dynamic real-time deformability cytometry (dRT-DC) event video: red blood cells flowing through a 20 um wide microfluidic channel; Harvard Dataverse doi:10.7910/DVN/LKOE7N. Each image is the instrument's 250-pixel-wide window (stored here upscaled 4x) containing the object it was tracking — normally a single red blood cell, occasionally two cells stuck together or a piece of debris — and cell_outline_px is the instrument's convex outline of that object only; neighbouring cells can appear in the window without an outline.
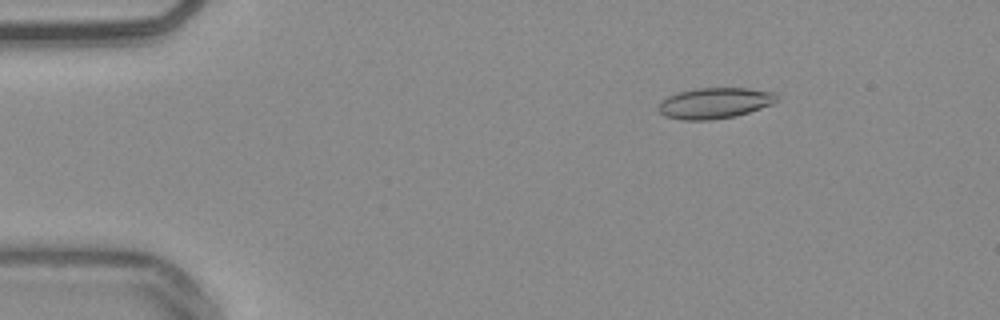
{"species": "common noctule bat (a hibernating species)", "species_latin": "Nyctalus noctula", "temperature_condition": "warm", "stored_images_in_passage": 53, "camera_frame_rate_fps": 3000, "um_per_image_px": 0.085, "animal": {"sex": "male", "body_mass_g": 20.4}, "frame": {"image": 1, "passage_image": 8, "time_ms": 2.333, "image_size_px": [1000, 320], "cell_outline_px": [[780, 100], [772, 104], [736, 116], [712, 120], [684, 120], [664, 116], [656, 108], [660, 100], [676, 92], [696, 88], [748, 88], [776, 92], [780, 96]], "centroid_in_image_um": [60.75, 8.75], "position_along_channel_um": 24.2, "area_um2": 21.68}}
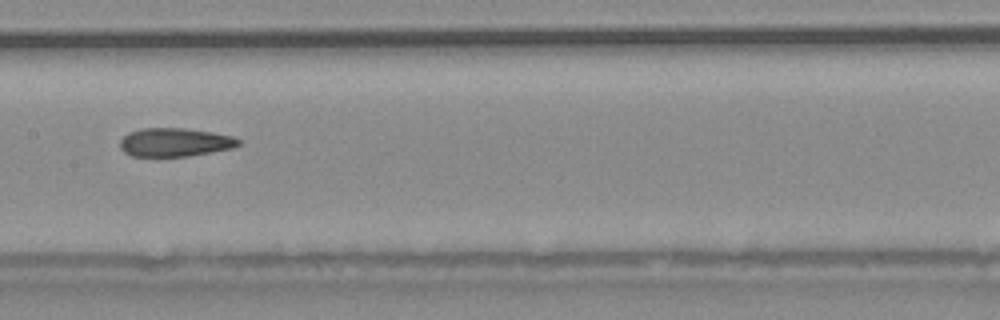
{"frame": {"image": 2, "passage_image": 27, "time_ms": 8.667, "image_size_px": [1000, 320], "cell_outline_px": [[240, 144], [232, 148], [188, 156], [132, 156], [124, 152], [120, 148], [120, 140], [128, 132], [140, 128], [184, 128], [212, 132], [232, 136], [240, 140]], "centroid_in_image_um": [14.83, 12.09], "position_along_channel_um": 192.6, "area_um2": 19.65}}
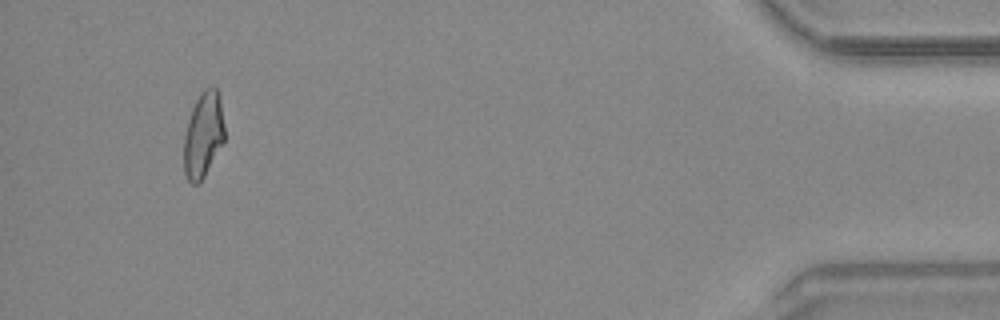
{"frame": {"image": 3, "passage_image": 50, "time_ms": 16.333, "image_size_px": [1000, 320], "cell_outline_px": [[224, 144], [204, 176], [196, 184], [192, 184], [188, 180], [184, 172], [184, 136], [188, 120], [192, 108], [200, 92], [204, 88], [212, 84], [216, 88], [220, 100], [224, 124]], "centroid_in_image_um": [17.29, 11.44], "position_along_channel_um": 417.9, "area_um2": 20.4}, "authors_computed_cell_mechanics": {"area_um2": 20.6924, "velocity_mm_per_s": 3.8576, "shape_relaxation_time_tau1_ms": null, "shape_relaxation_time_tau2_ms": 2.4857, "deformation_change_tau1": null, "deformation_change_tau2": 0.1091}}